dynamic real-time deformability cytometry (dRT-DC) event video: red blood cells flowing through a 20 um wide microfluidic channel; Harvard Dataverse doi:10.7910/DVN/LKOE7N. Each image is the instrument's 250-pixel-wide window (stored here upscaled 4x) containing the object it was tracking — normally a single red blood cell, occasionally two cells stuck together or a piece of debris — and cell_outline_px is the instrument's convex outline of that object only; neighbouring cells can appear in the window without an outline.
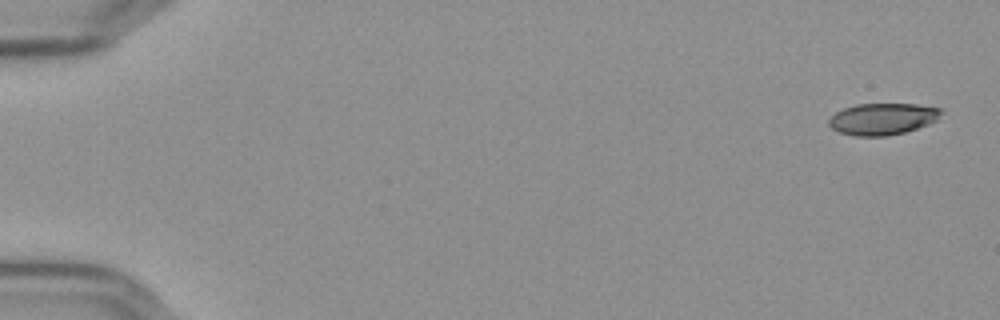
{"species": "Egyptian fruit bat (a non-hibernating species)", "species_latin": "Rousettus aegyptiacus", "temperature_condition": "cold", "stored_images_in_passage": 6, "camera_frame_rate_fps": 3000, "um_per_image_px": 0.085, "frame": {"image": 1, "passage_image": 1, "time_ms": 0.0, "image_size_px": [1000, 320], "cell_outline_px": [[940, 112], [936, 120], [928, 124], [904, 132], [884, 136], [856, 136], [840, 132], [832, 128], [828, 124], [828, 120], [836, 112], [844, 108], [856, 104], [916, 104], [940, 108]], "centroid_in_image_um": [74.98, 10.1], "position_along_channel_um": 10.0, "area_um2": 20.4}}
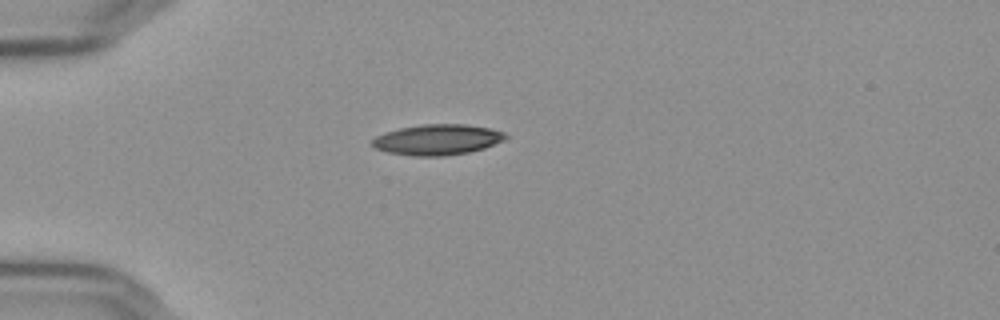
{"frame": {"image": 2, "passage_image": 4, "time_ms": 1.0, "image_size_px": [1000, 320], "cell_outline_px": [[508, 136], [504, 140], [484, 148], [468, 152], [444, 156], [412, 156], [388, 152], [376, 148], [372, 144], [372, 140], [376, 136], [400, 128], [424, 124], [464, 124], [488, 128], [504, 132]], "centroid_in_image_um": [37.19, 11.87], "position_along_channel_um": 47.8, "area_um2": 23.52}}
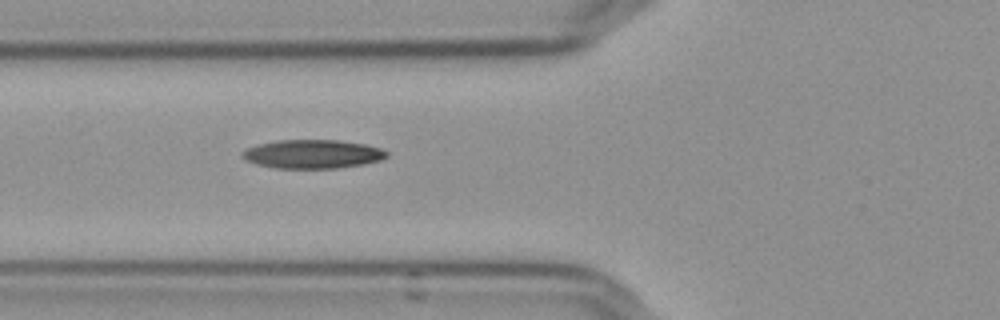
{"frame": {"image": 3, "passage_image": 6, "time_ms": 1.667, "image_size_px": [1000, 320], "cell_outline_px": [[388, 156], [380, 160], [364, 164], [336, 168], [276, 168], [256, 164], [244, 160], [240, 156], [240, 152], [248, 148], [260, 144], [276, 140], [340, 140], [364, 144], [380, 148], [388, 152]], "centroid_in_image_um": [26.55, 13.09], "position_along_channel_um": 99.3, "area_um2": 24.22}}